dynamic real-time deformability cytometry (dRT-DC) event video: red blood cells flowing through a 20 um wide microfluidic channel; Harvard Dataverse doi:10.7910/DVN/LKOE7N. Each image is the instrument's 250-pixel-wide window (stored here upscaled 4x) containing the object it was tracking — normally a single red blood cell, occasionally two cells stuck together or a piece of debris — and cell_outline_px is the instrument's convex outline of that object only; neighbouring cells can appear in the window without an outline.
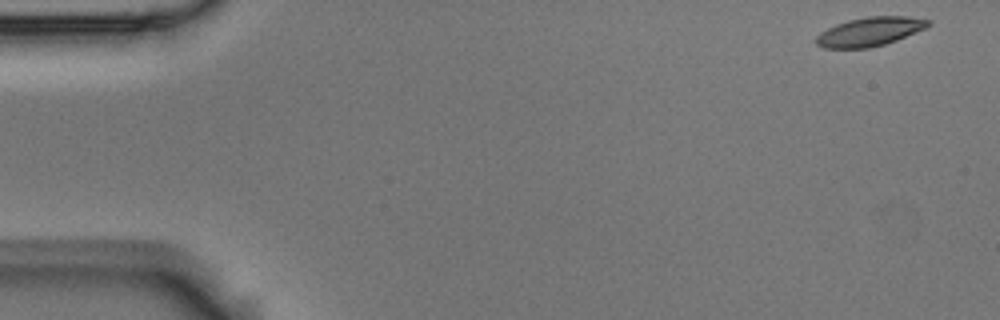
{"species": "Egyptian fruit bat (a non-hibernating species)", "species_latin": "Rousettus aegyptiacus", "temperature_condition": "room temperature", "stored_images_in_passage": 6, "camera_frame_rate_fps": 3000, "um_per_image_px": 0.085, "animal": {"sex": "male"}, "frame": {"image": 1, "passage_image": 1, "time_ms": 0.0, "image_size_px": [1000, 320], "cell_outline_px": [[932, 24], [924, 28], [896, 40], [884, 44], [868, 48], [824, 48], [816, 44], [816, 36], [820, 32], [836, 24], [848, 20], [868, 16], [908, 16], [932, 20]], "centroid_in_image_um": [73.93, 2.68], "position_along_channel_um": 11.1, "area_um2": 18.79}}